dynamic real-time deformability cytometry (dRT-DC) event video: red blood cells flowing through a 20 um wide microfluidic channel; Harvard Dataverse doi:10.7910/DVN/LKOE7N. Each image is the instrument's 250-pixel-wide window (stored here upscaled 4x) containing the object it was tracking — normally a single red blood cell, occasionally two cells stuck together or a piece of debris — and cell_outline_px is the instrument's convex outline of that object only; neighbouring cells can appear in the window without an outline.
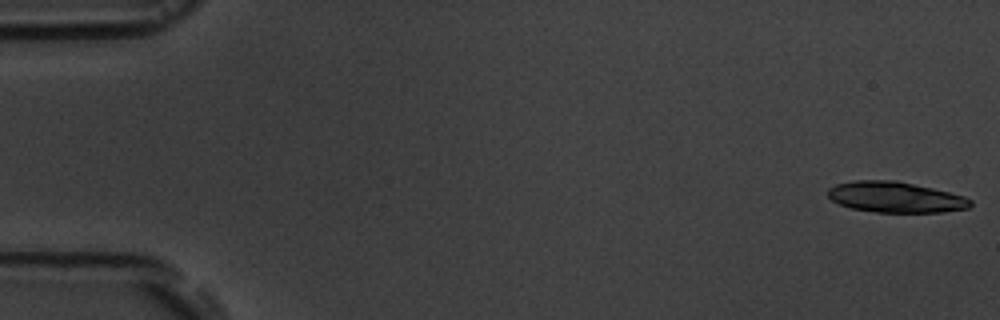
{"species": "common noctule bat (a hibernating species)", "species_latin": "Nyctalus noctula", "temperature_condition": "room temperature", "stored_images_in_passage": 6, "camera_frame_rate_fps": 3000, "um_per_image_px": 0.085, "animal": {"sex": "male", "body_mass_g": 19.5, "forearm_length_mm": 54.6}, "frame": {"image": 1, "passage_image": 1, "time_ms": 0.0, "image_size_px": [1000, 320], "cell_outline_px": [[972, 204], [968, 208], [940, 212], [876, 212], [852, 208], [840, 204], [832, 200], [828, 196], [828, 188], [836, 184], [856, 180], [896, 180], [932, 188], [964, 196], [972, 200]], "centroid_in_image_um": [76.11, 16.75], "position_along_channel_um": 8.9, "area_um2": 25.37}}